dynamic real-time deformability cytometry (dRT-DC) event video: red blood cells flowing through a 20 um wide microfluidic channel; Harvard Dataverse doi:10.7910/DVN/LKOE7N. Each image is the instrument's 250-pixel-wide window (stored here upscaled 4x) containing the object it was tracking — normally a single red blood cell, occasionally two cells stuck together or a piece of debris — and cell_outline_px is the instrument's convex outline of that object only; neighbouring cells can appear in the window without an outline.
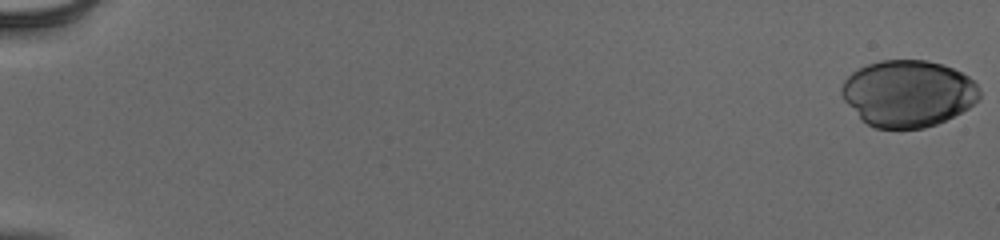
{"species": "human", "species_latin": "Homo sapiens", "temperature_condition": "cold", "stored_images_in_passage": 23, "camera_frame_rate_fps": 3000, "um_per_image_px": 0.085, "donor": {"sex": "male"}, "frame": {"image": 1, "passage_image": 1, "time_ms": 0.0, "image_size_px": [1000, 240], "cell_outline_px": [[980, 96], [968, 108], [936, 124], [924, 128], [876, 128], [860, 120], [844, 100], [840, 92], [840, 88], [844, 80], [852, 72], [868, 64], [880, 60], [928, 60], [944, 64], [968, 76], [980, 88]], "centroid_in_image_um": [77.15, 7.93], "position_along_channel_um": 7.8, "area_um2": 53.52}}
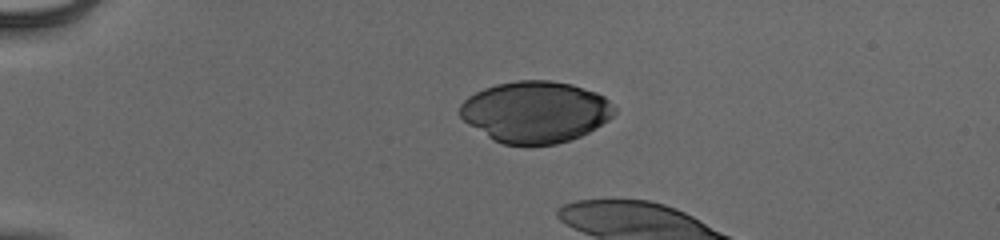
{"frame": {"image": 2, "passage_image": 15, "time_ms": 4.667, "image_size_px": [1000, 240], "cell_outline_px": [[616, 112], [608, 120], [596, 128], [580, 136], [556, 144], [504, 144], [492, 140], [468, 124], [460, 116], [460, 104], [468, 96], [484, 88], [496, 84], [516, 80], [552, 80], [572, 84], [596, 92], [604, 96], [616, 108]], "centroid_in_image_um": [45.51, 9.5], "position_along_channel_um": 39.5, "area_um2": 55.31}}